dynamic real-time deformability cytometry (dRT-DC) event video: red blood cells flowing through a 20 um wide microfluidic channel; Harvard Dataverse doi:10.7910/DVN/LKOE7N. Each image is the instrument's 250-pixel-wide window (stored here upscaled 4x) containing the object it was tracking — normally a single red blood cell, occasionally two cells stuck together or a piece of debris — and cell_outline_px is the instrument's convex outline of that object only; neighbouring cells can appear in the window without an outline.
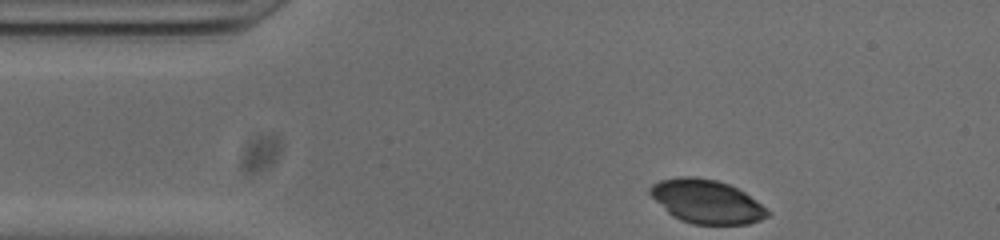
{"species": "common noctule bat (a hibernating species)", "species_latin": "Nyctalus noctula", "temperature_condition": "cold", "stored_images_in_passage": 38, "camera_frame_rate_fps": 3000, "um_per_image_px": 0.085, "animal": {"sex": "male", "body_mass_g": 20.0, "forearm_length_mm": 53.3}, "frame": {"image": 1, "passage_image": 1, "time_ms": 0.0, "image_size_px": [1000, 240], "cell_outline_px": [[772, 212], [768, 216], [760, 220], [748, 224], [692, 224], [680, 220], [672, 216], [648, 192], [648, 188], [652, 184], [660, 180], [680, 176], [692, 176], [716, 180], [728, 184], [744, 192]], "centroid_in_image_um": [60.06, 17.13], "position_along_channel_um": 24.9, "area_um2": 29.77}}
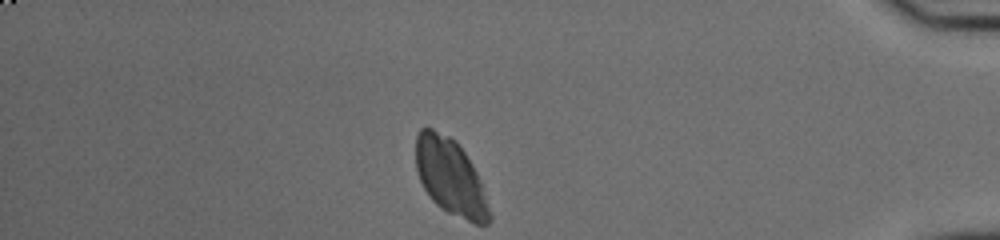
{"frame": {"image": 2, "passage_image": 38, "time_ms": 12.333, "image_size_px": [1000, 240], "cell_outline_px": [[492, 220], [488, 224], [472, 224], [440, 208], [432, 200], [424, 188], [420, 180], [416, 168], [416, 136], [420, 128], [432, 128], [456, 140], [472, 164], [480, 180], [492, 216]], "centroid_in_image_um": [38.29, 15.06], "position_along_channel_um": 396.9, "area_um2": 32.77}}